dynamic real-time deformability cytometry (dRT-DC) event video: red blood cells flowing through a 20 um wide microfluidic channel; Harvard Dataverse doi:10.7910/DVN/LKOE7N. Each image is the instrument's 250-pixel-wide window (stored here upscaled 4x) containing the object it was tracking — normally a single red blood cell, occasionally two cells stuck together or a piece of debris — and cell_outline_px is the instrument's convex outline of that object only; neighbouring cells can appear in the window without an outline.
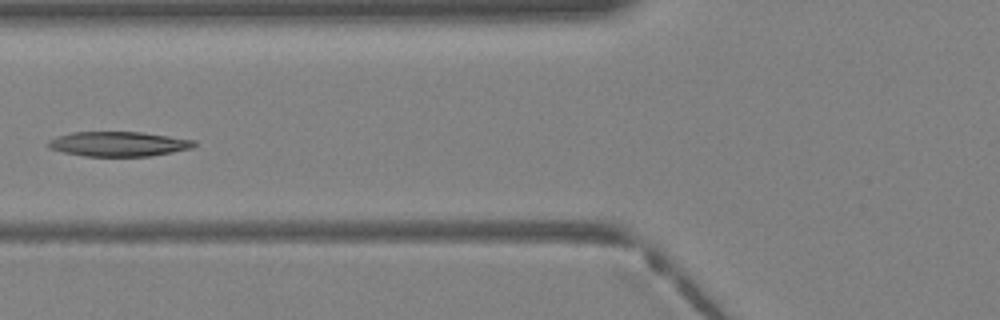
{"species": "Egyptian fruit bat (a non-hibernating species)", "species_latin": "Rousettus aegyptiacus", "temperature_condition": "warm", "stored_images_in_passage": 40, "camera_frame_rate_fps": 3000, "um_per_image_px": 0.085, "animal": {"sex": "female"}, "frame": {"image": 1, "passage_image": 16, "time_ms": 5.0, "image_size_px": [1000, 320], "cell_outline_px": [[196, 144], [192, 148], [152, 156], [84, 156], [64, 152], [48, 148], [44, 144], [48, 140], [56, 136], [72, 132], [140, 132], [196, 140]], "centroid_in_image_um": [10.03, 12.23], "position_along_channel_um": 115.8, "area_um2": 21.15}}
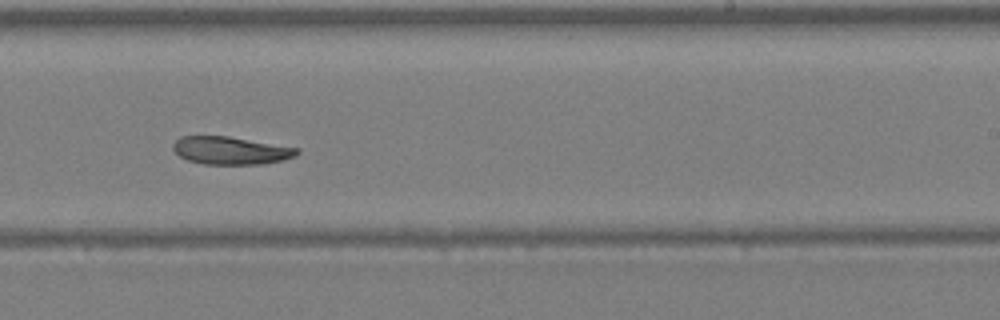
{"frame": {"image": 2, "passage_image": 25, "time_ms": 8.0, "image_size_px": [1000, 320], "cell_outline_px": [[300, 152], [296, 156], [284, 160], [264, 164], [204, 164], [188, 160], [180, 156], [172, 148], [172, 144], [180, 136], [228, 136], [300, 148]], "centroid_in_image_um": [19.64, 12.79], "position_along_channel_um": 269.4, "area_um2": 20.17}}
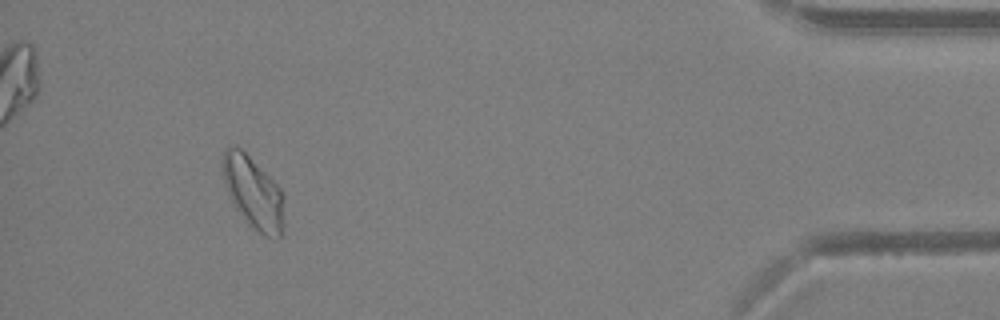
{"frame": {"image": 3, "passage_image": 37, "time_ms": 12.0, "image_size_px": [1000, 320], "cell_outline_px": [[284, 228], [280, 240], [276, 240], [264, 236], [244, 220], [232, 204], [224, 184], [220, 168], [220, 160], [224, 152], [228, 148], [236, 144], [284, 192]], "centroid_in_image_um": [21.52, 16.42], "position_along_channel_um": 413.7, "area_um2": 26.41}}